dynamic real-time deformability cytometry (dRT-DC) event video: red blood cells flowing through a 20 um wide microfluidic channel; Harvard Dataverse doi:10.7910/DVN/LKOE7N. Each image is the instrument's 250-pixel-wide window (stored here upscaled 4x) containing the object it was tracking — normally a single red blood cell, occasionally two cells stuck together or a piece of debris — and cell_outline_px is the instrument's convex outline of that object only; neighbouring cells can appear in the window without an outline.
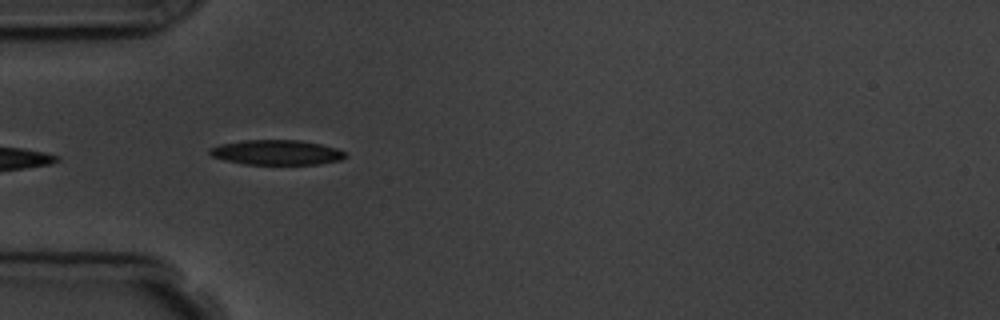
{"species": "common noctule bat (a hibernating species)", "species_latin": "Nyctalus noctula", "temperature_condition": "room temperature", "stored_images_in_passage": 5, "camera_frame_rate_fps": 3000, "um_per_image_px": 0.085, "animal": {"sex": "male", "body_mass_g": 19.5, "forearm_length_mm": 54.6}, "frame": {"image": 1, "passage_image": 5, "time_ms": 4.667, "image_size_px": [1000, 320], "cell_outline_px": [[348, 156], [340, 160], [320, 164], [244, 164], [224, 160], [212, 156], [208, 152], [208, 148], [220, 144], [244, 140], [300, 140], [320, 144], [336, 148], [344, 152]], "centroid_in_image_um": [23.49, 12.95], "position_along_channel_um": 61.5, "area_um2": 19.71}}